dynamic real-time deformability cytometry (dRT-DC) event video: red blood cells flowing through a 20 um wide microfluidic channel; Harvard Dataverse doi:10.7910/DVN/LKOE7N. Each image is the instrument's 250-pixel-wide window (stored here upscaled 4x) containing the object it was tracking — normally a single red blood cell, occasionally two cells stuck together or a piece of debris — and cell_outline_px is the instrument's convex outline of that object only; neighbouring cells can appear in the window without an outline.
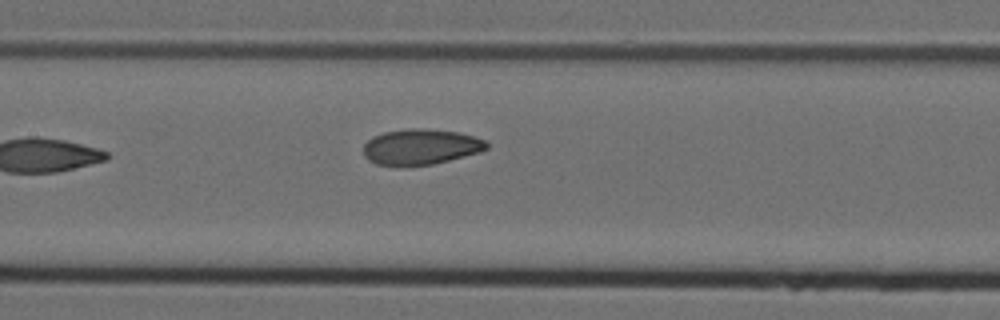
{"species": "Egyptian fruit bat (a non-hibernating species)", "species_latin": "Rousettus aegyptiacus", "temperature_condition": "cold", "stored_images_in_passage": 7, "camera_frame_rate_fps": 3000, "um_per_image_px": 0.085, "animal": {"sex": "female"}, "frame": {"image": 1, "passage_image": 7, "time_ms": 2.0, "image_size_px": [1000, 320], "cell_outline_px": [[488, 148], [480, 152], [432, 164], [376, 164], [368, 160], [364, 156], [364, 144], [372, 136], [384, 132], [412, 128], [420, 128], [460, 132], [484, 140], [488, 144]], "centroid_in_image_um": [35.76, 12.45], "position_along_channel_um": 171.6, "area_um2": 25.09}}